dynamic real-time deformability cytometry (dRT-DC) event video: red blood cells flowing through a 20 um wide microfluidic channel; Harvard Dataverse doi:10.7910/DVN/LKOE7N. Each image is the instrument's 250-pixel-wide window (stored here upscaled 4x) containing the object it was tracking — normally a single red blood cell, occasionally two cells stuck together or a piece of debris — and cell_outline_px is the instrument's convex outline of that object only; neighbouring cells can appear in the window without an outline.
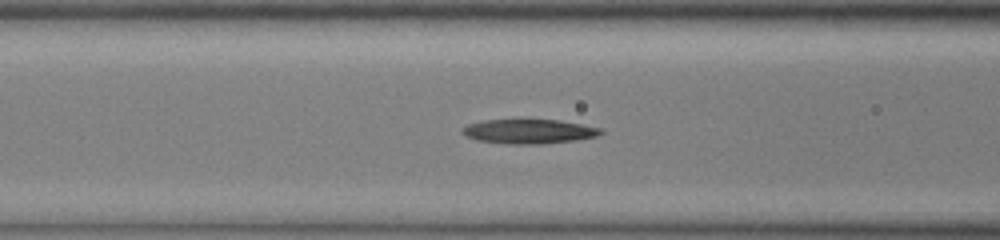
{"species": "common noctule bat (a hibernating species)", "species_latin": "Nyctalus noctula", "temperature_condition": "cold", "stored_images_in_passage": 49, "camera_frame_rate_fps": 3000, "um_per_image_px": 0.085, "animal": {"sex": "male", "body_mass_g": 13.0, "forearm_length_mm": 53.1}, "frame": {"image": 1, "passage_image": 19, "time_ms": 6.0, "image_size_px": [1000, 240], "cell_outline_px": [[604, 132], [600, 136], [576, 140], [544, 144], [508, 144], [476, 140], [464, 136], [460, 132], [460, 128], [468, 124], [484, 120], [560, 120], [600, 128]], "centroid_in_image_um": [44.93, 11.18], "position_along_channel_um": 121.7, "area_um2": 19.88}}
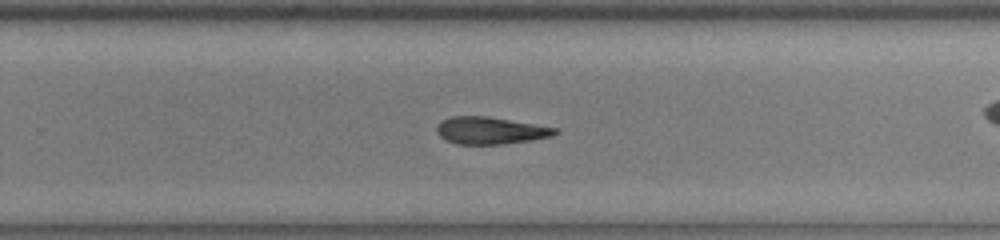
{"frame": {"image": 2, "passage_image": 31, "time_ms": 10.0, "image_size_px": [1000, 240], "cell_outline_px": [[560, 132], [552, 136], [532, 140], [504, 144], [456, 144], [444, 140], [436, 132], [436, 128], [440, 120], [452, 116], [488, 116], [556, 128]], "centroid_in_image_um": [41.64, 11.1], "position_along_channel_um": 288.2, "area_um2": 18.84}}
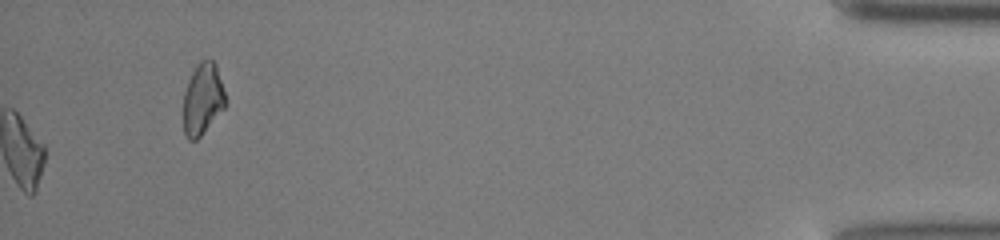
{"frame": {"image": 3, "passage_image": 49, "time_ms": 16.0, "image_size_px": [1000, 240], "cell_outline_px": [[228, 100], [224, 108], [200, 136], [196, 140], [188, 140], [184, 132], [184, 92], [188, 80], [192, 72], [200, 60], [212, 60], [216, 64]], "centroid_in_image_um": [17.25, 8.4], "position_along_channel_um": 418.0, "area_um2": 17.57}}